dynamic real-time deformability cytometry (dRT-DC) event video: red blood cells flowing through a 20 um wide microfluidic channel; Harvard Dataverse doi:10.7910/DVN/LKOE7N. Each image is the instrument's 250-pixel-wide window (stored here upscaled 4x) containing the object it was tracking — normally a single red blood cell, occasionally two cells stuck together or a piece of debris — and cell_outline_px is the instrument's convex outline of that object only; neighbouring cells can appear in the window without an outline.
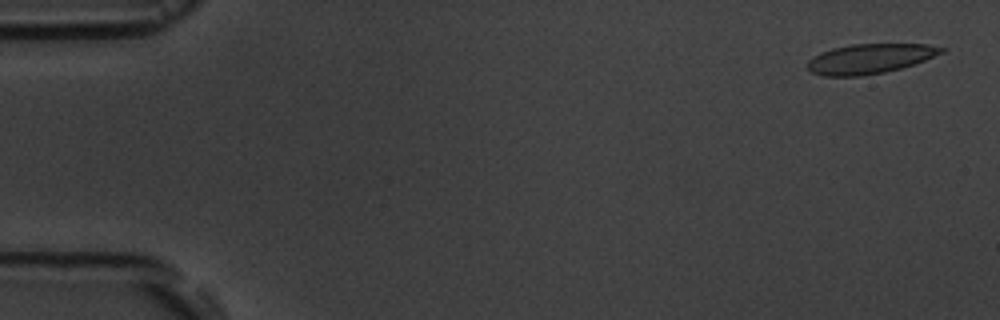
{"species": "common noctule bat (a hibernating species)", "species_latin": "Nyctalus noctula", "temperature_condition": "room temperature", "stored_images_in_passage": 6, "segment_of_instrument_passage": [1, 2], "camera_frame_rate_fps": 3000, "um_per_image_px": 0.085, "animal": {"sex": "male", "body_mass_g": 19.5, "forearm_length_mm": 54.6}, "frame": {"image": 1, "passage_image": 1, "time_ms": 0.0, "image_size_px": [1000, 320], "cell_outline_px": [[948, 48], [944, 52], [924, 60], [900, 68], [884, 72], [860, 76], [824, 76], [812, 72], [808, 68], [808, 60], [820, 52], [832, 48], [852, 44], [928, 44]], "centroid_in_image_um": [73.94, 4.98], "position_along_channel_um": 11.1, "area_um2": 23.12}}